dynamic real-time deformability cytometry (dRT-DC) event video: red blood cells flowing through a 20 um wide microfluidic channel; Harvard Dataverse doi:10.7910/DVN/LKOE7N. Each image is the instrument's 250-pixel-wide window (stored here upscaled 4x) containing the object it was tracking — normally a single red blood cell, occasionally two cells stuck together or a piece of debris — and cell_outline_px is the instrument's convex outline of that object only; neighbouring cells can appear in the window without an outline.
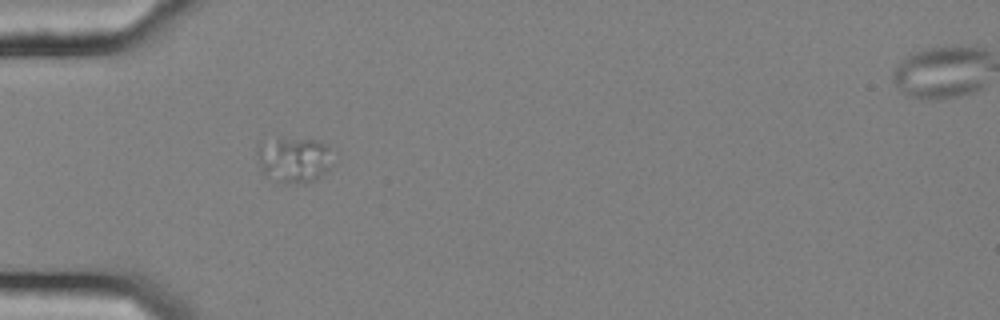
{"species": "common noctule bat (a hibernating species)", "species_latin": "Nyctalus noctula", "temperature_condition": "cold", "stored_images_in_passage": 19, "camera_frame_rate_fps": 3000, "um_per_image_px": 0.085, "animal": {"sex": "female", "body_mass_g": 25.1}, "frame": {"image": 1, "passage_image": 1, "time_ms": 0.0, "image_size_px": [1000, 320], "cell_outline_px": [[328, 168], [324, 172], [312, 180], [280, 180], [260, 172], [256, 152], [260, 140], [276, 136], [316, 140], [324, 144], [328, 148]], "centroid_in_image_um": [24.83, 13.45], "position_along_channel_um": 60.2, "area_um2": 19.42}}
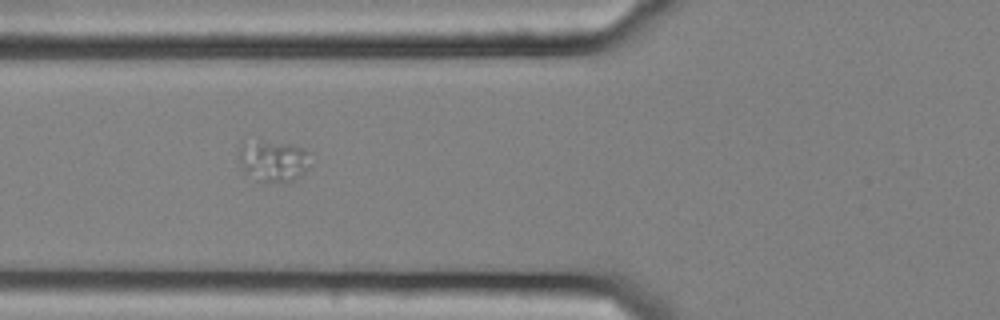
{"frame": {"image": 2, "passage_image": 5, "time_ms": 1.333, "image_size_px": [1000, 320], "cell_outline_px": [[308, 168], [300, 176], [288, 184], [260, 184], [244, 172], [240, 164], [240, 148], [244, 144], [284, 144], [300, 148], [304, 152]], "centroid_in_image_um": [23.19, 13.84], "position_along_channel_um": 102.6, "area_um2": 16.53}}